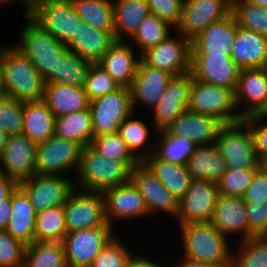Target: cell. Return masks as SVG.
<instances>
[{
  "label": "cell",
  "instance_id": "3957f363",
  "mask_svg": "<svg viewBox=\"0 0 267 267\" xmlns=\"http://www.w3.org/2000/svg\"><path fill=\"white\" fill-rule=\"evenodd\" d=\"M182 233L183 257L230 267L232 253L228 237L220 233L210 222L178 225Z\"/></svg>",
  "mask_w": 267,
  "mask_h": 267
},
{
  "label": "cell",
  "instance_id": "7402d4cb",
  "mask_svg": "<svg viewBox=\"0 0 267 267\" xmlns=\"http://www.w3.org/2000/svg\"><path fill=\"white\" fill-rule=\"evenodd\" d=\"M237 29L238 22L233 13L222 20L211 23L191 39V53L230 56Z\"/></svg>",
  "mask_w": 267,
  "mask_h": 267
},
{
  "label": "cell",
  "instance_id": "b9f144b4",
  "mask_svg": "<svg viewBox=\"0 0 267 267\" xmlns=\"http://www.w3.org/2000/svg\"><path fill=\"white\" fill-rule=\"evenodd\" d=\"M171 25L160 18L149 14L139 24L138 30L130 38L141 55L147 49L164 41L171 34Z\"/></svg>",
  "mask_w": 267,
  "mask_h": 267
},
{
  "label": "cell",
  "instance_id": "7c38bea8",
  "mask_svg": "<svg viewBox=\"0 0 267 267\" xmlns=\"http://www.w3.org/2000/svg\"><path fill=\"white\" fill-rule=\"evenodd\" d=\"M37 143L23 133L9 135L0 155V174L17 184L36 175Z\"/></svg>",
  "mask_w": 267,
  "mask_h": 267
},
{
  "label": "cell",
  "instance_id": "03108f58",
  "mask_svg": "<svg viewBox=\"0 0 267 267\" xmlns=\"http://www.w3.org/2000/svg\"><path fill=\"white\" fill-rule=\"evenodd\" d=\"M263 116H265L267 118V107L266 109L264 110V112L262 113Z\"/></svg>",
  "mask_w": 267,
  "mask_h": 267
},
{
  "label": "cell",
  "instance_id": "681fc988",
  "mask_svg": "<svg viewBox=\"0 0 267 267\" xmlns=\"http://www.w3.org/2000/svg\"><path fill=\"white\" fill-rule=\"evenodd\" d=\"M121 242L115 235L93 259L89 267H126L132 252Z\"/></svg>",
  "mask_w": 267,
  "mask_h": 267
},
{
  "label": "cell",
  "instance_id": "d6986e66",
  "mask_svg": "<svg viewBox=\"0 0 267 267\" xmlns=\"http://www.w3.org/2000/svg\"><path fill=\"white\" fill-rule=\"evenodd\" d=\"M130 180L143 196L148 216L161 211L176 218L179 201L142 161L132 168Z\"/></svg>",
  "mask_w": 267,
  "mask_h": 267
},
{
  "label": "cell",
  "instance_id": "680465c9",
  "mask_svg": "<svg viewBox=\"0 0 267 267\" xmlns=\"http://www.w3.org/2000/svg\"><path fill=\"white\" fill-rule=\"evenodd\" d=\"M126 267H164L159 263H155L150 259H145L144 256L132 255L128 260ZM166 267V266H165Z\"/></svg>",
  "mask_w": 267,
  "mask_h": 267
},
{
  "label": "cell",
  "instance_id": "52a82bcc",
  "mask_svg": "<svg viewBox=\"0 0 267 267\" xmlns=\"http://www.w3.org/2000/svg\"><path fill=\"white\" fill-rule=\"evenodd\" d=\"M215 143L225 159L226 168L260 167L261 160L256 155L250 129L243 121L223 124Z\"/></svg>",
  "mask_w": 267,
  "mask_h": 267
},
{
  "label": "cell",
  "instance_id": "f6af8a7d",
  "mask_svg": "<svg viewBox=\"0 0 267 267\" xmlns=\"http://www.w3.org/2000/svg\"><path fill=\"white\" fill-rule=\"evenodd\" d=\"M232 13L238 26L267 37V7L246 0H232Z\"/></svg>",
  "mask_w": 267,
  "mask_h": 267
},
{
  "label": "cell",
  "instance_id": "836d02e7",
  "mask_svg": "<svg viewBox=\"0 0 267 267\" xmlns=\"http://www.w3.org/2000/svg\"><path fill=\"white\" fill-rule=\"evenodd\" d=\"M113 10L116 40L130 39L150 14L147 0H114Z\"/></svg>",
  "mask_w": 267,
  "mask_h": 267
},
{
  "label": "cell",
  "instance_id": "94428289",
  "mask_svg": "<svg viewBox=\"0 0 267 267\" xmlns=\"http://www.w3.org/2000/svg\"><path fill=\"white\" fill-rule=\"evenodd\" d=\"M11 1L13 0H0V4L3 5L9 2L11 3ZM17 1H20V4L25 8L24 11H26L29 8L31 3V0H16V2Z\"/></svg>",
  "mask_w": 267,
  "mask_h": 267
},
{
  "label": "cell",
  "instance_id": "484cf974",
  "mask_svg": "<svg viewBox=\"0 0 267 267\" xmlns=\"http://www.w3.org/2000/svg\"><path fill=\"white\" fill-rule=\"evenodd\" d=\"M125 42V40H117L105 52L98 64L103 67L120 86L130 87L137 73L141 55H135L132 45Z\"/></svg>",
  "mask_w": 267,
  "mask_h": 267
},
{
  "label": "cell",
  "instance_id": "7bdbcfd3",
  "mask_svg": "<svg viewBox=\"0 0 267 267\" xmlns=\"http://www.w3.org/2000/svg\"><path fill=\"white\" fill-rule=\"evenodd\" d=\"M238 248L237 255L232 253L230 267H267V235L241 241Z\"/></svg>",
  "mask_w": 267,
  "mask_h": 267
},
{
  "label": "cell",
  "instance_id": "ee69618b",
  "mask_svg": "<svg viewBox=\"0 0 267 267\" xmlns=\"http://www.w3.org/2000/svg\"><path fill=\"white\" fill-rule=\"evenodd\" d=\"M90 146L108 159L123 162L130 170L140 161L132 154L118 133L104 134L92 139Z\"/></svg>",
  "mask_w": 267,
  "mask_h": 267
},
{
  "label": "cell",
  "instance_id": "cb8c5ba5",
  "mask_svg": "<svg viewBox=\"0 0 267 267\" xmlns=\"http://www.w3.org/2000/svg\"><path fill=\"white\" fill-rule=\"evenodd\" d=\"M172 75L146 65L140 60L137 73L130 86L131 104L133 112L138 102L153 109L159 102Z\"/></svg>",
  "mask_w": 267,
  "mask_h": 267
},
{
  "label": "cell",
  "instance_id": "8fae6325",
  "mask_svg": "<svg viewBox=\"0 0 267 267\" xmlns=\"http://www.w3.org/2000/svg\"><path fill=\"white\" fill-rule=\"evenodd\" d=\"M112 226H99L67 232L63 238L68 267H89L93 259L115 236Z\"/></svg>",
  "mask_w": 267,
  "mask_h": 267
},
{
  "label": "cell",
  "instance_id": "30bf717a",
  "mask_svg": "<svg viewBox=\"0 0 267 267\" xmlns=\"http://www.w3.org/2000/svg\"><path fill=\"white\" fill-rule=\"evenodd\" d=\"M82 149L79 143L55 135L47 141L37 143V174L63 176L74 169L76 175L81 163Z\"/></svg>",
  "mask_w": 267,
  "mask_h": 267
},
{
  "label": "cell",
  "instance_id": "7dc6e473",
  "mask_svg": "<svg viewBox=\"0 0 267 267\" xmlns=\"http://www.w3.org/2000/svg\"><path fill=\"white\" fill-rule=\"evenodd\" d=\"M120 87V84L103 67L98 63H92L84 84L89 101L102 97Z\"/></svg>",
  "mask_w": 267,
  "mask_h": 267
},
{
  "label": "cell",
  "instance_id": "e7e4bbea",
  "mask_svg": "<svg viewBox=\"0 0 267 267\" xmlns=\"http://www.w3.org/2000/svg\"><path fill=\"white\" fill-rule=\"evenodd\" d=\"M260 166L267 171V156H265L263 159L260 161Z\"/></svg>",
  "mask_w": 267,
  "mask_h": 267
},
{
  "label": "cell",
  "instance_id": "4316f807",
  "mask_svg": "<svg viewBox=\"0 0 267 267\" xmlns=\"http://www.w3.org/2000/svg\"><path fill=\"white\" fill-rule=\"evenodd\" d=\"M230 56L241 69L264 68L267 37L238 26Z\"/></svg>",
  "mask_w": 267,
  "mask_h": 267
},
{
  "label": "cell",
  "instance_id": "e0dca14e",
  "mask_svg": "<svg viewBox=\"0 0 267 267\" xmlns=\"http://www.w3.org/2000/svg\"><path fill=\"white\" fill-rule=\"evenodd\" d=\"M218 195L216 182L192 180L186 195L178 202V224L210 222Z\"/></svg>",
  "mask_w": 267,
  "mask_h": 267
},
{
  "label": "cell",
  "instance_id": "ba28073f",
  "mask_svg": "<svg viewBox=\"0 0 267 267\" xmlns=\"http://www.w3.org/2000/svg\"><path fill=\"white\" fill-rule=\"evenodd\" d=\"M93 136L118 132L122 122L132 115L130 87L121 86L117 90L90 101Z\"/></svg>",
  "mask_w": 267,
  "mask_h": 267
},
{
  "label": "cell",
  "instance_id": "44dd1931",
  "mask_svg": "<svg viewBox=\"0 0 267 267\" xmlns=\"http://www.w3.org/2000/svg\"><path fill=\"white\" fill-rule=\"evenodd\" d=\"M238 111L244 102L248 105L240 110L244 119L262 114L267 107V74L264 68L241 69L234 91Z\"/></svg>",
  "mask_w": 267,
  "mask_h": 267
},
{
  "label": "cell",
  "instance_id": "83f0119b",
  "mask_svg": "<svg viewBox=\"0 0 267 267\" xmlns=\"http://www.w3.org/2000/svg\"><path fill=\"white\" fill-rule=\"evenodd\" d=\"M116 41L114 31L95 29L81 21L67 48L91 63H98Z\"/></svg>",
  "mask_w": 267,
  "mask_h": 267
},
{
  "label": "cell",
  "instance_id": "003e7915",
  "mask_svg": "<svg viewBox=\"0 0 267 267\" xmlns=\"http://www.w3.org/2000/svg\"><path fill=\"white\" fill-rule=\"evenodd\" d=\"M264 69H265L266 74H267V63L265 64Z\"/></svg>",
  "mask_w": 267,
  "mask_h": 267
},
{
  "label": "cell",
  "instance_id": "1f68e13d",
  "mask_svg": "<svg viewBox=\"0 0 267 267\" xmlns=\"http://www.w3.org/2000/svg\"><path fill=\"white\" fill-rule=\"evenodd\" d=\"M56 116L43 101L23 102L22 133L36 143L55 135Z\"/></svg>",
  "mask_w": 267,
  "mask_h": 267
},
{
  "label": "cell",
  "instance_id": "9a60e30c",
  "mask_svg": "<svg viewBox=\"0 0 267 267\" xmlns=\"http://www.w3.org/2000/svg\"><path fill=\"white\" fill-rule=\"evenodd\" d=\"M232 13V0H184L181 19L175 31L193 39L213 22Z\"/></svg>",
  "mask_w": 267,
  "mask_h": 267
},
{
  "label": "cell",
  "instance_id": "7a4b0ae2",
  "mask_svg": "<svg viewBox=\"0 0 267 267\" xmlns=\"http://www.w3.org/2000/svg\"><path fill=\"white\" fill-rule=\"evenodd\" d=\"M24 16L26 25L20 33L19 43L13 46L30 59L44 83H48L57 73L59 58L68 51L67 44L44 31L26 13Z\"/></svg>",
  "mask_w": 267,
  "mask_h": 267
},
{
  "label": "cell",
  "instance_id": "f907efd6",
  "mask_svg": "<svg viewBox=\"0 0 267 267\" xmlns=\"http://www.w3.org/2000/svg\"><path fill=\"white\" fill-rule=\"evenodd\" d=\"M26 245L0 230V267H19L24 264Z\"/></svg>",
  "mask_w": 267,
  "mask_h": 267
},
{
  "label": "cell",
  "instance_id": "bcb514c9",
  "mask_svg": "<svg viewBox=\"0 0 267 267\" xmlns=\"http://www.w3.org/2000/svg\"><path fill=\"white\" fill-rule=\"evenodd\" d=\"M257 169L227 168L217 181L218 193L224 196L243 197Z\"/></svg>",
  "mask_w": 267,
  "mask_h": 267
},
{
  "label": "cell",
  "instance_id": "816d5d0a",
  "mask_svg": "<svg viewBox=\"0 0 267 267\" xmlns=\"http://www.w3.org/2000/svg\"><path fill=\"white\" fill-rule=\"evenodd\" d=\"M184 0H147L149 12L167 22L173 28L177 27L181 19Z\"/></svg>",
  "mask_w": 267,
  "mask_h": 267
},
{
  "label": "cell",
  "instance_id": "74e56055",
  "mask_svg": "<svg viewBox=\"0 0 267 267\" xmlns=\"http://www.w3.org/2000/svg\"><path fill=\"white\" fill-rule=\"evenodd\" d=\"M25 267H68L62 242L35 241L26 246Z\"/></svg>",
  "mask_w": 267,
  "mask_h": 267
},
{
  "label": "cell",
  "instance_id": "8992f818",
  "mask_svg": "<svg viewBox=\"0 0 267 267\" xmlns=\"http://www.w3.org/2000/svg\"><path fill=\"white\" fill-rule=\"evenodd\" d=\"M187 109L214 117L222 124H232L243 120L240 113H237L238 109L233 89L206 83L194 78Z\"/></svg>",
  "mask_w": 267,
  "mask_h": 267
},
{
  "label": "cell",
  "instance_id": "5bb4252c",
  "mask_svg": "<svg viewBox=\"0 0 267 267\" xmlns=\"http://www.w3.org/2000/svg\"><path fill=\"white\" fill-rule=\"evenodd\" d=\"M141 60L146 65L163 70L172 76L190 72L191 39L181 34L178 38L170 34L164 41L144 51Z\"/></svg>",
  "mask_w": 267,
  "mask_h": 267
},
{
  "label": "cell",
  "instance_id": "ffe728a7",
  "mask_svg": "<svg viewBox=\"0 0 267 267\" xmlns=\"http://www.w3.org/2000/svg\"><path fill=\"white\" fill-rule=\"evenodd\" d=\"M105 217L108 224L113 227L116 220H129L148 215L143 196L131 180L106 190Z\"/></svg>",
  "mask_w": 267,
  "mask_h": 267
},
{
  "label": "cell",
  "instance_id": "c3c4849f",
  "mask_svg": "<svg viewBox=\"0 0 267 267\" xmlns=\"http://www.w3.org/2000/svg\"><path fill=\"white\" fill-rule=\"evenodd\" d=\"M0 128L9 136L21 134L23 129V102L6 94L0 95Z\"/></svg>",
  "mask_w": 267,
  "mask_h": 267
},
{
  "label": "cell",
  "instance_id": "9c48e42d",
  "mask_svg": "<svg viewBox=\"0 0 267 267\" xmlns=\"http://www.w3.org/2000/svg\"><path fill=\"white\" fill-rule=\"evenodd\" d=\"M67 232L111 226L105 217L103 193L75 188L63 205Z\"/></svg>",
  "mask_w": 267,
  "mask_h": 267
},
{
  "label": "cell",
  "instance_id": "11a10c76",
  "mask_svg": "<svg viewBox=\"0 0 267 267\" xmlns=\"http://www.w3.org/2000/svg\"><path fill=\"white\" fill-rule=\"evenodd\" d=\"M267 198V171L261 166L255 171L243 199L246 203H265Z\"/></svg>",
  "mask_w": 267,
  "mask_h": 267
},
{
  "label": "cell",
  "instance_id": "f35d334b",
  "mask_svg": "<svg viewBox=\"0 0 267 267\" xmlns=\"http://www.w3.org/2000/svg\"><path fill=\"white\" fill-rule=\"evenodd\" d=\"M133 114L134 113L122 122L117 133L123 139L132 154L141 162L154 152L155 147L153 146H155V144H152V146L147 149L144 148L150 136L149 127L142 120L134 119ZM143 148L145 150H142Z\"/></svg>",
  "mask_w": 267,
  "mask_h": 267
},
{
  "label": "cell",
  "instance_id": "603a6c76",
  "mask_svg": "<svg viewBox=\"0 0 267 267\" xmlns=\"http://www.w3.org/2000/svg\"><path fill=\"white\" fill-rule=\"evenodd\" d=\"M222 125L223 124L214 117L199 114L187 109L162 131L165 134L183 136L200 146L215 143L217 134Z\"/></svg>",
  "mask_w": 267,
  "mask_h": 267
},
{
  "label": "cell",
  "instance_id": "ab89813d",
  "mask_svg": "<svg viewBox=\"0 0 267 267\" xmlns=\"http://www.w3.org/2000/svg\"><path fill=\"white\" fill-rule=\"evenodd\" d=\"M67 228L63 206L38 212L35 220V241L62 242Z\"/></svg>",
  "mask_w": 267,
  "mask_h": 267
},
{
  "label": "cell",
  "instance_id": "ac0fdd59",
  "mask_svg": "<svg viewBox=\"0 0 267 267\" xmlns=\"http://www.w3.org/2000/svg\"><path fill=\"white\" fill-rule=\"evenodd\" d=\"M241 68L231 56L191 53V74L194 79L235 91Z\"/></svg>",
  "mask_w": 267,
  "mask_h": 267
},
{
  "label": "cell",
  "instance_id": "d6a6232c",
  "mask_svg": "<svg viewBox=\"0 0 267 267\" xmlns=\"http://www.w3.org/2000/svg\"><path fill=\"white\" fill-rule=\"evenodd\" d=\"M186 166L193 180H209L216 183L227 169L225 159L216 143L197 146Z\"/></svg>",
  "mask_w": 267,
  "mask_h": 267
},
{
  "label": "cell",
  "instance_id": "db71d44e",
  "mask_svg": "<svg viewBox=\"0 0 267 267\" xmlns=\"http://www.w3.org/2000/svg\"><path fill=\"white\" fill-rule=\"evenodd\" d=\"M248 239L267 235V198L265 203H246Z\"/></svg>",
  "mask_w": 267,
  "mask_h": 267
},
{
  "label": "cell",
  "instance_id": "4dcf8cb0",
  "mask_svg": "<svg viewBox=\"0 0 267 267\" xmlns=\"http://www.w3.org/2000/svg\"><path fill=\"white\" fill-rule=\"evenodd\" d=\"M142 162L173 194L177 201L186 195L193 180L186 165H176L160 159L154 152Z\"/></svg>",
  "mask_w": 267,
  "mask_h": 267
},
{
  "label": "cell",
  "instance_id": "6da1fadb",
  "mask_svg": "<svg viewBox=\"0 0 267 267\" xmlns=\"http://www.w3.org/2000/svg\"><path fill=\"white\" fill-rule=\"evenodd\" d=\"M0 47V86L2 94L22 102L44 97V80L33 63L13 45Z\"/></svg>",
  "mask_w": 267,
  "mask_h": 267
},
{
  "label": "cell",
  "instance_id": "e575fe53",
  "mask_svg": "<svg viewBox=\"0 0 267 267\" xmlns=\"http://www.w3.org/2000/svg\"><path fill=\"white\" fill-rule=\"evenodd\" d=\"M55 136L77 142L82 147L90 145L94 138L90 109L56 117Z\"/></svg>",
  "mask_w": 267,
  "mask_h": 267
},
{
  "label": "cell",
  "instance_id": "be15d7a7",
  "mask_svg": "<svg viewBox=\"0 0 267 267\" xmlns=\"http://www.w3.org/2000/svg\"><path fill=\"white\" fill-rule=\"evenodd\" d=\"M246 1L253 5L267 7V0H246Z\"/></svg>",
  "mask_w": 267,
  "mask_h": 267
},
{
  "label": "cell",
  "instance_id": "f1b7e54d",
  "mask_svg": "<svg viewBox=\"0 0 267 267\" xmlns=\"http://www.w3.org/2000/svg\"><path fill=\"white\" fill-rule=\"evenodd\" d=\"M44 84L43 101L56 117L89 108L90 101L84 86Z\"/></svg>",
  "mask_w": 267,
  "mask_h": 267
},
{
  "label": "cell",
  "instance_id": "4fadbf2b",
  "mask_svg": "<svg viewBox=\"0 0 267 267\" xmlns=\"http://www.w3.org/2000/svg\"><path fill=\"white\" fill-rule=\"evenodd\" d=\"M36 212L63 206L70 193L76 188L73 180L62 175H33L18 183Z\"/></svg>",
  "mask_w": 267,
  "mask_h": 267
},
{
  "label": "cell",
  "instance_id": "91938a15",
  "mask_svg": "<svg viewBox=\"0 0 267 267\" xmlns=\"http://www.w3.org/2000/svg\"><path fill=\"white\" fill-rule=\"evenodd\" d=\"M182 259L179 265L177 264V266L175 267H217L214 264L207 263V262H200L198 260H193L187 257H184ZM167 267L169 266L167 265Z\"/></svg>",
  "mask_w": 267,
  "mask_h": 267
},
{
  "label": "cell",
  "instance_id": "277c9868",
  "mask_svg": "<svg viewBox=\"0 0 267 267\" xmlns=\"http://www.w3.org/2000/svg\"><path fill=\"white\" fill-rule=\"evenodd\" d=\"M131 170L121 161L108 159L90 145L83 147L76 188L104 193L130 180ZM77 185V186H76Z\"/></svg>",
  "mask_w": 267,
  "mask_h": 267
},
{
  "label": "cell",
  "instance_id": "d590c367",
  "mask_svg": "<svg viewBox=\"0 0 267 267\" xmlns=\"http://www.w3.org/2000/svg\"><path fill=\"white\" fill-rule=\"evenodd\" d=\"M80 20L95 29L114 31L113 0H71Z\"/></svg>",
  "mask_w": 267,
  "mask_h": 267
},
{
  "label": "cell",
  "instance_id": "f5cc1de1",
  "mask_svg": "<svg viewBox=\"0 0 267 267\" xmlns=\"http://www.w3.org/2000/svg\"><path fill=\"white\" fill-rule=\"evenodd\" d=\"M262 114L244 118L242 121L249 127L254 149L261 160L267 156V118Z\"/></svg>",
  "mask_w": 267,
  "mask_h": 267
},
{
  "label": "cell",
  "instance_id": "8d00e7d4",
  "mask_svg": "<svg viewBox=\"0 0 267 267\" xmlns=\"http://www.w3.org/2000/svg\"><path fill=\"white\" fill-rule=\"evenodd\" d=\"M159 140L155 139L154 153L160 158L176 165H187L197 144L183 136L165 134L158 131ZM157 144V145H156Z\"/></svg>",
  "mask_w": 267,
  "mask_h": 267
},
{
  "label": "cell",
  "instance_id": "d4e9b609",
  "mask_svg": "<svg viewBox=\"0 0 267 267\" xmlns=\"http://www.w3.org/2000/svg\"><path fill=\"white\" fill-rule=\"evenodd\" d=\"M210 223L227 237L242 233L240 241L248 240L246 202L243 197L219 194Z\"/></svg>",
  "mask_w": 267,
  "mask_h": 267
},
{
  "label": "cell",
  "instance_id": "f546056e",
  "mask_svg": "<svg viewBox=\"0 0 267 267\" xmlns=\"http://www.w3.org/2000/svg\"><path fill=\"white\" fill-rule=\"evenodd\" d=\"M37 212L26 194L17 186L12 192L11 215L6 231L24 245L35 242Z\"/></svg>",
  "mask_w": 267,
  "mask_h": 267
},
{
  "label": "cell",
  "instance_id": "2e32d148",
  "mask_svg": "<svg viewBox=\"0 0 267 267\" xmlns=\"http://www.w3.org/2000/svg\"><path fill=\"white\" fill-rule=\"evenodd\" d=\"M193 76L191 72L172 76L159 102L152 109L153 128L166 129L183 111L187 110L190 100Z\"/></svg>",
  "mask_w": 267,
  "mask_h": 267
},
{
  "label": "cell",
  "instance_id": "6f0895ef",
  "mask_svg": "<svg viewBox=\"0 0 267 267\" xmlns=\"http://www.w3.org/2000/svg\"><path fill=\"white\" fill-rule=\"evenodd\" d=\"M12 206V193L5 199V204H0V230H6L8 225Z\"/></svg>",
  "mask_w": 267,
  "mask_h": 267
},
{
  "label": "cell",
  "instance_id": "60d3db41",
  "mask_svg": "<svg viewBox=\"0 0 267 267\" xmlns=\"http://www.w3.org/2000/svg\"><path fill=\"white\" fill-rule=\"evenodd\" d=\"M91 62L69 50L59 58L57 73L48 82L72 86H84Z\"/></svg>",
  "mask_w": 267,
  "mask_h": 267
},
{
  "label": "cell",
  "instance_id": "9f6ffc18",
  "mask_svg": "<svg viewBox=\"0 0 267 267\" xmlns=\"http://www.w3.org/2000/svg\"><path fill=\"white\" fill-rule=\"evenodd\" d=\"M18 184L6 175L0 174V204H5L11 193L17 188Z\"/></svg>",
  "mask_w": 267,
  "mask_h": 267
},
{
  "label": "cell",
  "instance_id": "5b68a950",
  "mask_svg": "<svg viewBox=\"0 0 267 267\" xmlns=\"http://www.w3.org/2000/svg\"><path fill=\"white\" fill-rule=\"evenodd\" d=\"M25 13L44 31L68 44L80 26L71 0H31Z\"/></svg>",
  "mask_w": 267,
  "mask_h": 267
},
{
  "label": "cell",
  "instance_id": "6125c7cd",
  "mask_svg": "<svg viewBox=\"0 0 267 267\" xmlns=\"http://www.w3.org/2000/svg\"><path fill=\"white\" fill-rule=\"evenodd\" d=\"M8 135L0 128V155L2 153L3 147L6 144Z\"/></svg>",
  "mask_w": 267,
  "mask_h": 267
}]
</instances>
